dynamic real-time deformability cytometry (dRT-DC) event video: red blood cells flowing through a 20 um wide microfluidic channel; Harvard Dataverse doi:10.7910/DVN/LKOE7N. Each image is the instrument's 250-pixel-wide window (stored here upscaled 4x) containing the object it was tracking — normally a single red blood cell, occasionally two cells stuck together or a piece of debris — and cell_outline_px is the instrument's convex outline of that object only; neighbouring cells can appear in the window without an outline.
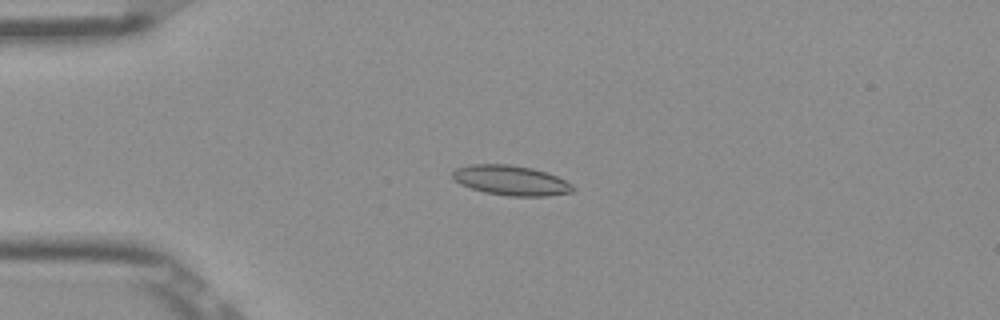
{"species": "Egyptian fruit bat (a non-hibernating species)", "species_latin": "Rousettus aegyptiacus", "temperature_condition": "room temperature", "stored_images_in_passage": 52, "camera_frame_rate_fps": 3000, "um_per_image_px": 0.085, "frame": {"image": 1, "passage_image": 13, "time_ms": 4.0, "image_size_px": [1000, 320], "cell_outline_px": [[576, 188], [572, 192], [548, 196], [508, 196], [484, 192], [460, 184], [452, 176], [452, 172], [456, 168], [472, 164], [512, 164], [532, 168], [556, 176], [572, 184]], "centroid_in_image_um": [43.44, 15.33], "position_along_channel_um": 41.6, "area_um2": 20.92}}
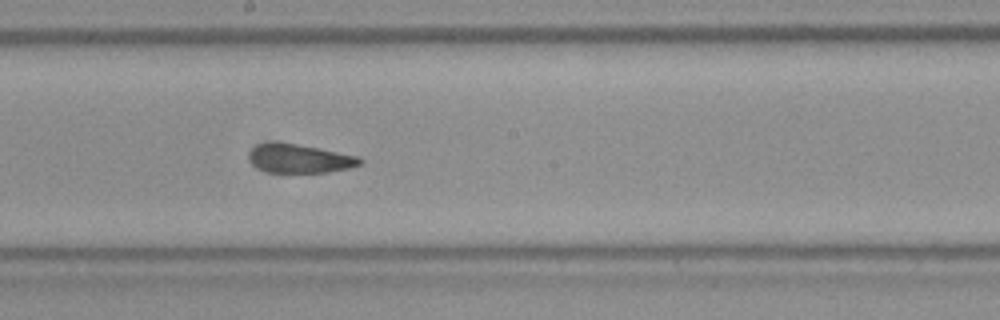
{"frame": {"image": 2, "passage_image": 29, "time_ms": 9.333, "image_size_px": [1000, 320], "cell_outline_px": [[364, 160], [360, 164], [348, 168], [328, 172], [268, 172], [252, 164], [248, 160], [248, 152], [256, 144], [296, 144], [360, 156]], "centroid_in_image_um": [25.48, 13.49], "position_along_channel_um": 222.7, "area_um2": 18.21}}
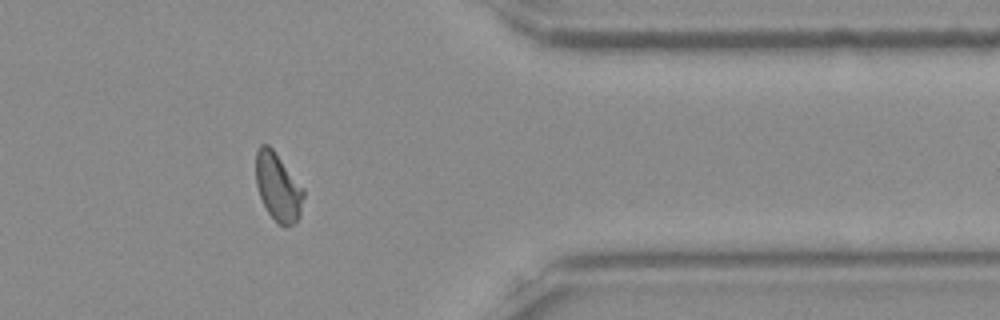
{"frame": {"image": 3, "passage_image": 43, "time_ms": 14.0, "image_size_px": [1000, 320], "cell_outline_px": [[304, 196], [300, 216], [292, 224], [276, 224], [268, 212], [260, 196], [256, 184], [256, 152], [260, 144], [268, 144], [272, 148], [304, 188]], "centroid_in_image_um": [23.63, 15.88], "position_along_channel_um": 387.8, "area_um2": 18.79}, "authors_computed_cell_mechanics": {"area_um2": 18.9584, "velocity_mm_per_s": 3.8894, "shape_relaxation_time_tau1_ms": null, "shape_relaxation_time_tau2_ms": 1.3759, "deformation_change_tau1": null, "deformation_change_tau2": 0.0617}}